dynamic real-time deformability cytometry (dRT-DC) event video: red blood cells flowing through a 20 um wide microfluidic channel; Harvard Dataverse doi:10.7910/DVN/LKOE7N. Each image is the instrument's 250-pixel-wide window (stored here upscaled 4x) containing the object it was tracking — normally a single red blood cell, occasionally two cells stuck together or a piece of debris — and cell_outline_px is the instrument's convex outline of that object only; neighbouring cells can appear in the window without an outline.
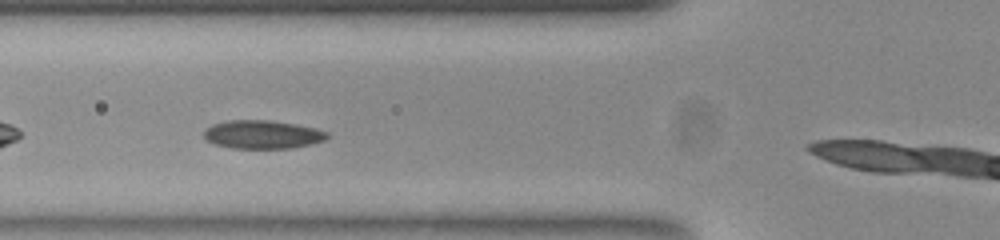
{"species": "common noctule bat (a hibernating species)", "species_latin": "Nyctalus noctula", "temperature_condition": "room temperature", "stored_images_in_passage": 14, "camera_frame_rate_fps": 3000, "um_per_image_px": 0.085, "animal": {"sex": "female", "body_mass_g": 23.0, "forearm_length_mm": 53.4}, "frame": {"image": 1, "passage_image": 7, "time_ms": 2.0, "image_size_px": [1000, 240], "cell_outline_px": [[328, 136], [324, 140], [308, 144], [288, 148], [232, 148], [216, 144], [208, 140], [204, 136], [204, 132], [212, 124], [228, 120], [268, 120], [292, 124], [312, 128], [328, 132]], "centroid_in_image_um": [22.27, 11.43], "position_along_channel_um": 103.5, "area_um2": 19.88}}
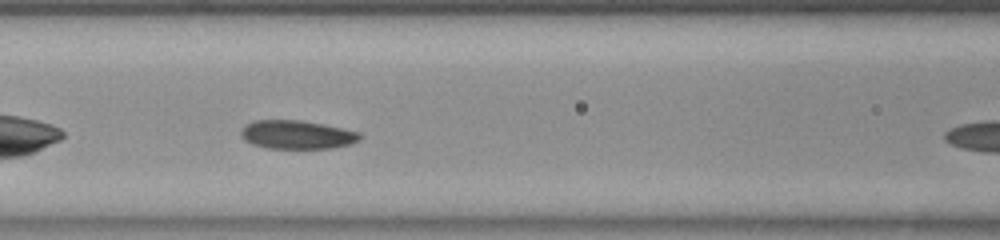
{"frame": {"image": 2, "passage_image": 10, "time_ms": 3.0, "image_size_px": [1000, 240], "cell_outline_px": [[360, 140], [348, 144], [332, 148], [268, 148], [252, 144], [244, 140], [240, 132], [248, 124], [256, 120], [300, 120], [360, 132]], "centroid_in_image_um": [25.23, 11.45], "position_along_channel_um": 141.4, "area_um2": 19.42}}